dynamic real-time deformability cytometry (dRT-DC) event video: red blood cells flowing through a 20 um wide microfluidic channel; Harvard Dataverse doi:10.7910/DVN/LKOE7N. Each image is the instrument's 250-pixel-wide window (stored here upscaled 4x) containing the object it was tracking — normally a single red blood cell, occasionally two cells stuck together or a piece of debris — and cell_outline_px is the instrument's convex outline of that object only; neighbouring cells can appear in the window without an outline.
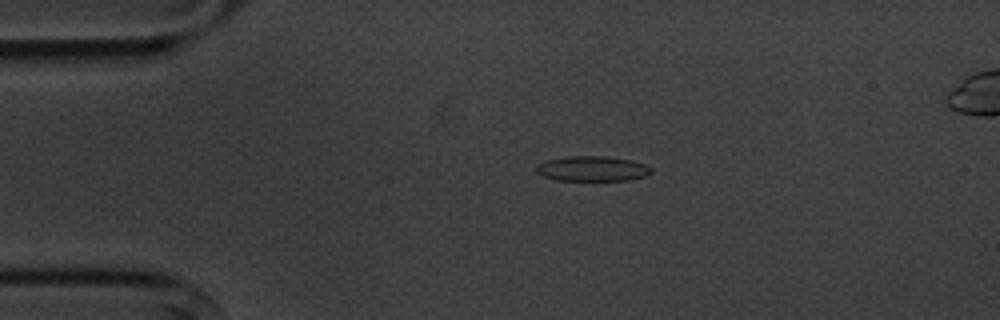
{"species": "common noctule bat (a hibernating species)", "species_latin": "Nyctalus noctula", "temperature_condition": "cold", "stored_images_in_passage": 6, "camera_frame_rate_fps": 3000, "um_per_image_px": 0.085, "animal": {"sex": "male", "body_mass_g": 20.1, "forearm_length_mm": 53.5}, "frame": {"image": 1, "passage_image": 4, "time_ms": 3.667, "image_size_px": [1000, 320], "cell_outline_px": [[652, 172], [644, 176], [628, 180], [556, 180], [544, 176], [536, 172], [536, 164], [544, 160], [568, 156], [604, 156], [632, 160], [644, 164], [652, 168]], "centroid_in_image_um": [50.31, 14.33], "position_along_channel_um": 34.7, "area_um2": 16.82}}